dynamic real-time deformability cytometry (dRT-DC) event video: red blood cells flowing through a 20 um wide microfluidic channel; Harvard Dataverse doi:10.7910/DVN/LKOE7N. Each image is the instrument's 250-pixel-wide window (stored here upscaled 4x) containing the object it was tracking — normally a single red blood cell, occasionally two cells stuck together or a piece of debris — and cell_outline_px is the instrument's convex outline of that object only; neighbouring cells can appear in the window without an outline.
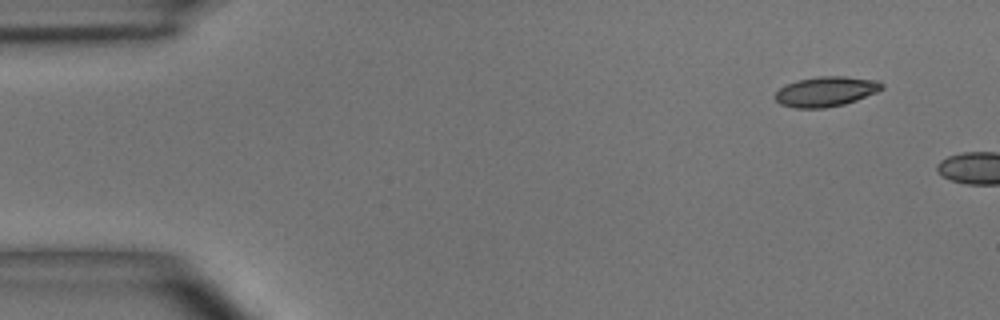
{"species": "common noctule bat (a hibernating species)", "species_latin": "Nyctalus noctula", "temperature_condition": "room temperature", "stored_images_in_passage": 2, "camera_frame_rate_fps": 3000, "um_per_image_px": 0.085, "animal": {"sex": "male", "body_mass_g": 15.6}, "frame": {"image": 1, "passage_image": 1, "time_ms": 0.0, "image_size_px": [1000, 320], "cell_outline_px": [[884, 88], [876, 92], [856, 100], [844, 104], [824, 108], [796, 108], [780, 104], [776, 100], [776, 92], [784, 84], [796, 80], [816, 76], [844, 76], [880, 80], [884, 84]], "centroid_in_image_um": [70.21, 7.76], "position_along_channel_um": 14.8, "area_um2": 18.79}}